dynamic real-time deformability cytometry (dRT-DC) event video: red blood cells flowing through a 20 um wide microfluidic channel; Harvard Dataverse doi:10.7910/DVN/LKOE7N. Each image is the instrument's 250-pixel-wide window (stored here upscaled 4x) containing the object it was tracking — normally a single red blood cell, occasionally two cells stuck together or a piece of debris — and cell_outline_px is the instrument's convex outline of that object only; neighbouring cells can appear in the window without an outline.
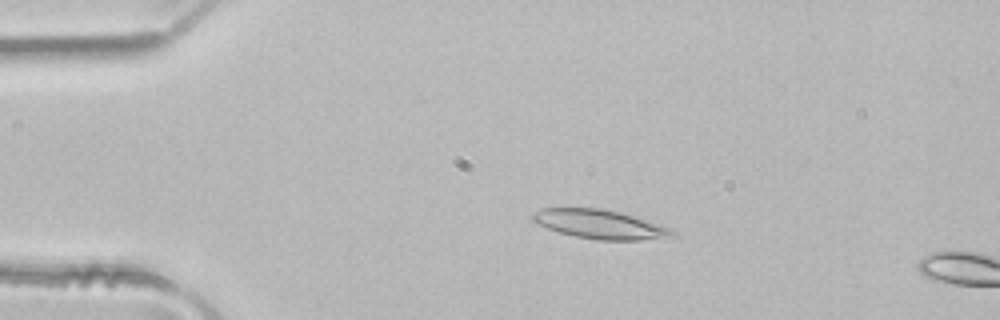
{"species": "common noctule bat (a hibernating species)", "species_latin": "Nyctalus noctula", "temperature_condition": "room temperature", "stored_images_in_passage": 4, "camera_frame_rate_fps": 3000, "um_per_image_px": 0.085, "animal": {"sex": "male", "body_mass_g": 21.5, "forearm_length_mm": 52.0}, "frame": {"image": 1, "passage_image": 3, "time_ms": 0.667, "image_size_px": [1000, 320], "cell_outline_px": [[676, 236], [640, 240], [600, 240], [576, 236], [560, 232], [536, 224], [532, 220], [532, 212], [540, 208], [600, 208], [620, 212], [672, 228], [676, 232]], "centroid_in_image_um": [50.99, 19.06], "position_along_channel_um": 34.0, "area_um2": 23.58}}